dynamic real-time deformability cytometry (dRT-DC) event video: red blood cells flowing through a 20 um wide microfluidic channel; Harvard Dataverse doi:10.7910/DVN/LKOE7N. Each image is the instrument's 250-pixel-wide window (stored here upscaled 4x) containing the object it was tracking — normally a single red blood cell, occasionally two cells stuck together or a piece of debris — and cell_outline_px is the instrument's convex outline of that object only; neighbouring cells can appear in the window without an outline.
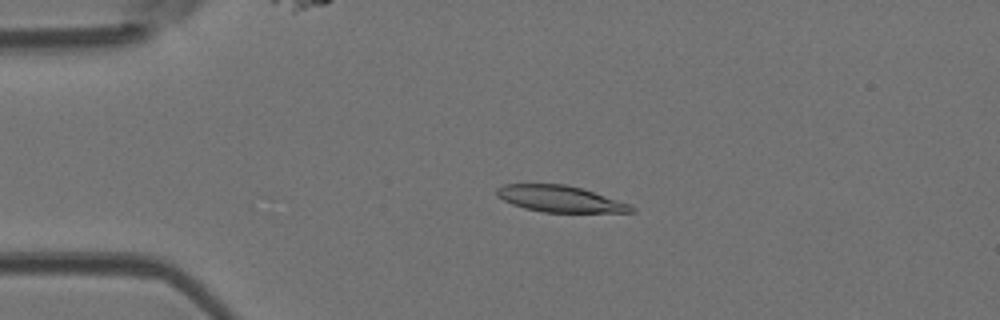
{"species": "Egyptian fruit bat (a non-hibernating species)", "species_latin": "Rousettus aegyptiacus", "temperature_condition": "room temperature", "stored_images_in_passage": 49, "camera_frame_rate_fps": 3000, "um_per_image_px": 0.085, "animal": {"sex": "female"}, "frame": {"image": 1, "passage_image": 11, "time_ms": 3.333, "image_size_px": [1000, 320], "cell_outline_px": [[636, 212], [544, 212], [524, 208], [512, 204], [496, 196], [496, 188], [504, 184], [564, 184], [580, 188], [628, 204], [636, 208]], "centroid_in_image_um": [47.54, 16.9], "position_along_channel_um": 37.5, "area_um2": 20.35}}
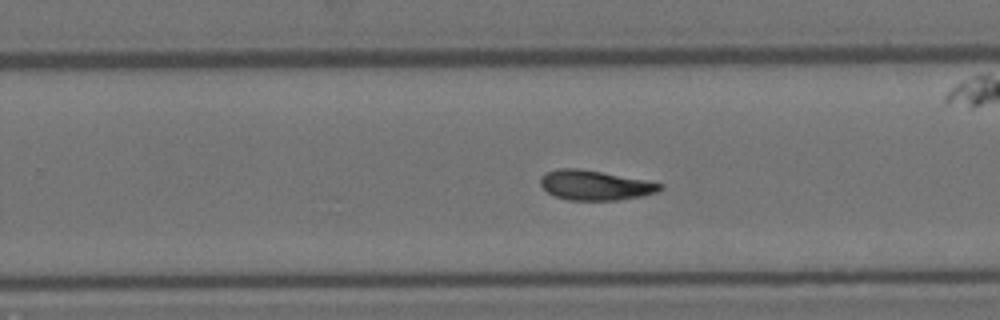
{"frame": {"image": 2, "passage_image": 31, "time_ms": 10.0, "image_size_px": [1000, 320], "cell_outline_px": [[664, 188], [656, 192], [644, 196], [616, 200], [568, 200], [556, 196], [548, 192], [540, 184], [540, 176], [548, 172], [560, 168], [576, 168], [600, 172], [644, 180], [664, 184]], "centroid_in_image_um": [50.59, 15.75], "position_along_channel_um": 279.2, "area_um2": 20.52}}
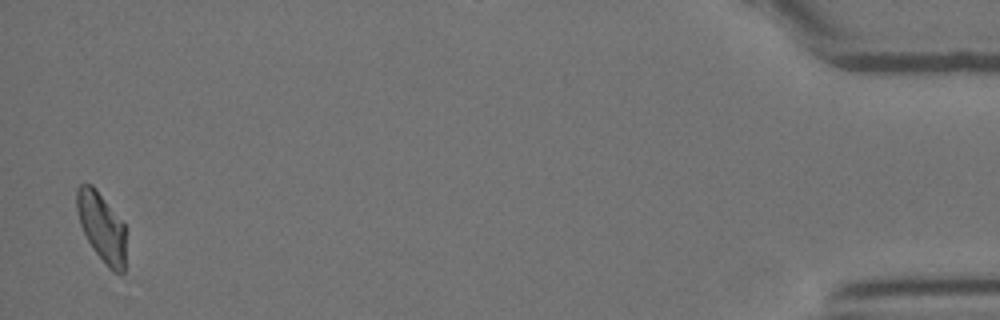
{"frame": {"image": 3, "passage_image": 48, "time_ms": 15.667, "image_size_px": [1000, 320], "cell_outline_px": [[124, 272], [112, 272], [108, 268], [92, 248], [80, 224], [76, 208], [76, 188], [80, 184], [92, 184], [96, 188], [124, 220]], "centroid_in_image_um": [8.63, 19.25], "position_along_channel_um": 426.6, "area_um2": 19.94}, "authors_computed_cell_mechanics": {"area_um2": 20.9236, "velocity_mm_per_s": 4.1586, "shape_relaxation_time_tau1_ms": null, "shape_relaxation_time_tau2_ms": 5.7088, "deformation_change_tau1": null, "deformation_change_tau2": 0.1299}}